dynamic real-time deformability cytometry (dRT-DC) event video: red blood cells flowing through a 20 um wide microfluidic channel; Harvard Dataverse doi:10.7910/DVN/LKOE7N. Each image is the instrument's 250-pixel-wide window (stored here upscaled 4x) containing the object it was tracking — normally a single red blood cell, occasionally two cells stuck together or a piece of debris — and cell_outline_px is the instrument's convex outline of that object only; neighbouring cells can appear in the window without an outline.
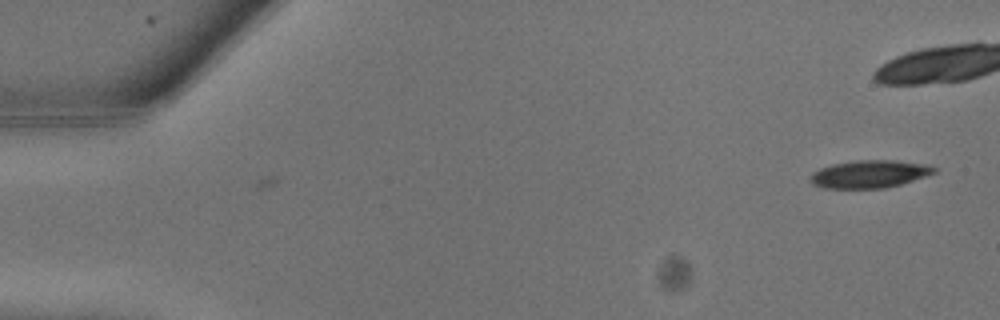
{"species": "common noctule bat (a hibernating species)", "species_latin": "Nyctalus noctula", "temperature_condition": "warm", "stored_images_in_passage": 4, "camera_frame_rate_fps": 3000, "um_per_image_px": 0.085, "animal": {"sex": "male", "body_mass_g": 13.3}, "frame": {"image": 1, "passage_image": 4, "time_ms": 1.0, "image_size_px": [1000, 320], "cell_outline_px": [[936, 172], [900, 184], [884, 188], [824, 188], [812, 184], [812, 172], [820, 168], [832, 164], [856, 160], [896, 160], [928, 164], [936, 168]], "centroid_in_image_um": [73.91, 14.78], "position_along_channel_um": 11.1, "area_um2": 19.83}}